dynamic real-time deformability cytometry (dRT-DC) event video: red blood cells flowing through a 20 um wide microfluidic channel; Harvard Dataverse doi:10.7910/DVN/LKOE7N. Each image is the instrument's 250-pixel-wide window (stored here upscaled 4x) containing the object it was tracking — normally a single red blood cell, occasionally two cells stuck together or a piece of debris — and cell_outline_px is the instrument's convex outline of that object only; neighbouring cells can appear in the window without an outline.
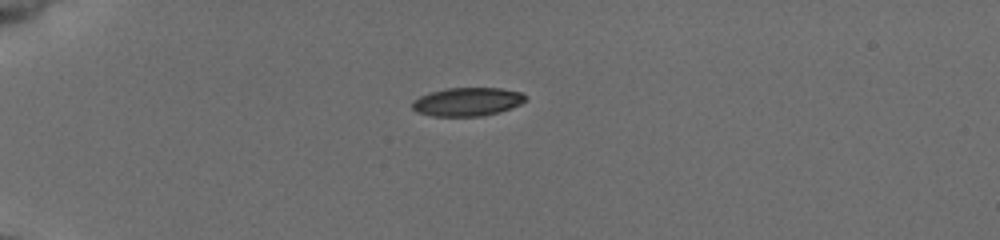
{"species": "common noctule bat (a hibernating species)", "species_latin": "Nyctalus noctula", "temperature_condition": "cold", "stored_images_in_passage": 39, "camera_frame_rate_fps": 3000, "um_per_image_px": 0.085, "animal": {"sex": "female", "body_mass_g": 19.5, "forearm_length_mm": 54.1}, "frame": {"image": 1, "passage_image": 1, "time_ms": 0.0, "image_size_px": [1000, 240], "cell_outline_px": [[528, 100], [512, 108], [500, 112], [480, 116], [432, 116], [416, 112], [412, 108], [412, 100], [420, 96], [432, 92], [448, 88], [500, 88], [520, 92], [528, 96]], "centroid_in_image_um": [39.75, 8.65], "position_along_channel_um": 45.3, "area_um2": 18.9}}
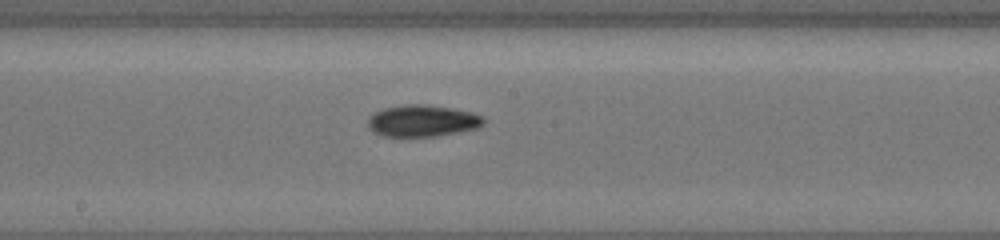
{"frame": {"image": 2, "passage_image": 17, "time_ms": 5.333, "image_size_px": [1000, 240], "cell_outline_px": [[484, 124], [476, 128], [436, 136], [384, 136], [376, 132], [368, 124], [368, 120], [376, 112], [384, 108], [404, 104], [428, 104], [452, 108], [472, 112], [484, 116]], "centroid_in_image_um": [35.96, 10.25], "position_along_channel_um": 212.2, "area_um2": 21.1}}
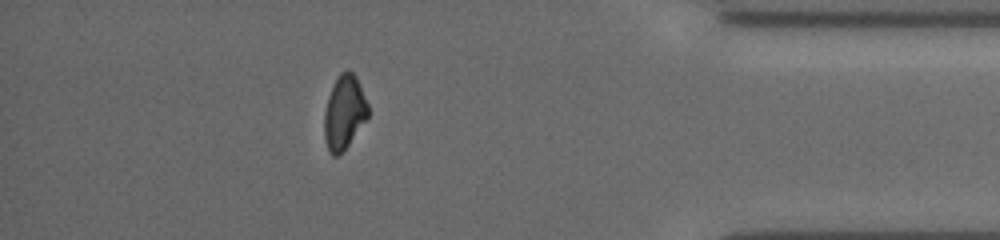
{"frame": {"image": 3, "passage_image": 34, "time_ms": 11.0, "image_size_px": [1000, 240], "cell_outline_px": [[368, 116], [348, 144], [336, 156], [332, 156], [328, 152], [324, 140], [324, 112], [328, 96], [340, 72], [348, 68], [356, 76], [368, 104]], "centroid_in_image_um": [29.23, 9.53], "position_along_channel_um": 406.0, "area_um2": 18.67}, "authors_computed_cell_mechanics": {"area_um2": 20.4034, "velocity_mm_per_s": 3.9406, "shape_relaxation_time_tau1_ms": 9.6276, "shape_relaxation_time_tau2_ms": null, "deformation_change_tau1": 0.2132, "deformation_change_tau2": null}}